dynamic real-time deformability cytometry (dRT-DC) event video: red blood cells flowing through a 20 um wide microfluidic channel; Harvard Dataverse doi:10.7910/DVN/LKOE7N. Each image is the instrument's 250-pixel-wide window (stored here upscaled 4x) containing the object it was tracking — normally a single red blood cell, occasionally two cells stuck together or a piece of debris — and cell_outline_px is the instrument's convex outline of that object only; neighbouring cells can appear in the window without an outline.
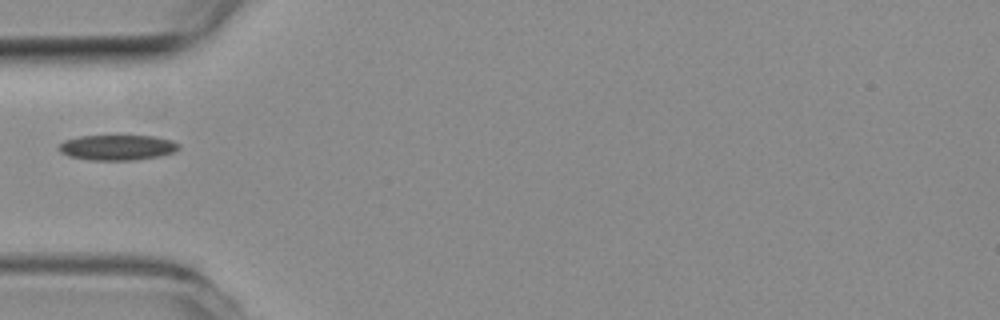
{"species": "common noctule bat (a hibernating species)", "species_latin": "Nyctalus noctula", "temperature_condition": "room temperature", "stored_images_in_passage": 41, "camera_frame_rate_fps": 3000, "um_per_image_px": 0.085, "animal": {"sex": "female", "body_mass_g": 19.3, "forearm_length_mm": 54.1}, "frame": {"image": 1, "passage_image": 1, "time_ms": 0.0, "image_size_px": [1000, 320], "cell_outline_px": [[180, 148], [172, 152], [160, 156], [132, 160], [88, 160], [68, 156], [60, 152], [56, 148], [64, 140], [80, 136], [156, 136], [172, 140], [180, 144]], "centroid_in_image_um": [9.95, 12.53], "position_along_channel_um": 75.0, "area_um2": 17.8}}
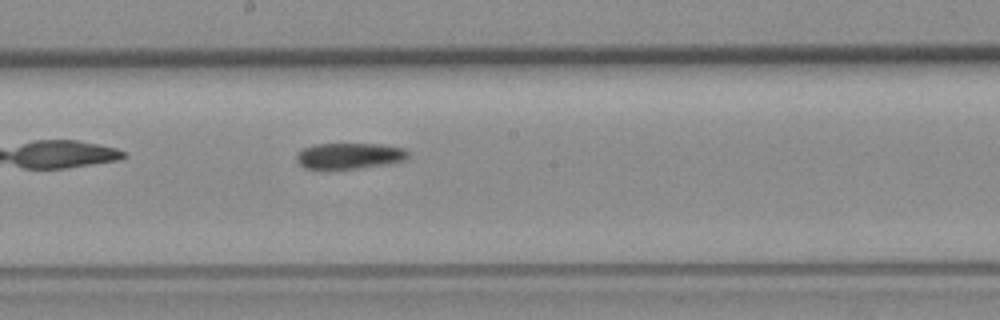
{"frame": {"image": 2, "passage_image": 13, "time_ms": 4.0, "image_size_px": [1000, 320], "cell_outline_px": [[408, 160], [388, 164], [360, 168], [328, 172], [304, 168], [296, 160], [296, 156], [304, 148], [316, 144], [380, 144], [404, 148], [408, 152]], "centroid_in_image_um": [29.68, 13.3], "position_along_channel_um": 218.5, "area_um2": 17.57}}
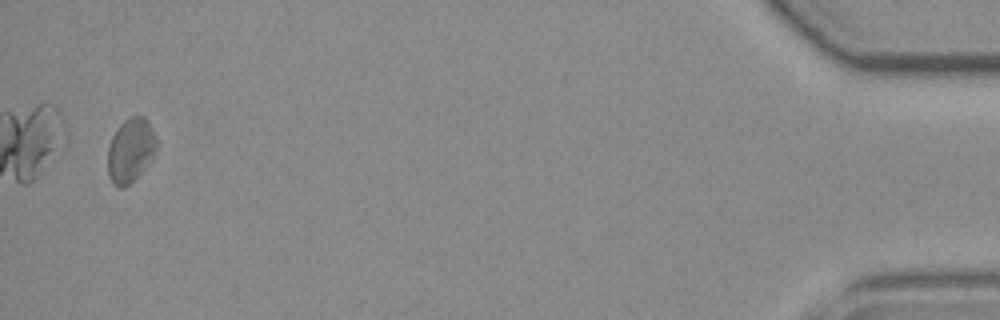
{"frame": {"image": 3, "passage_image": 38, "time_ms": 12.333, "image_size_px": [1000, 320], "cell_outline_px": [[156, 148], [144, 168], [124, 188], [120, 188], [112, 184], [108, 176], [108, 148], [112, 136], [120, 124], [128, 116], [144, 116], [148, 120], [156, 140]], "centroid_in_image_um": [11.06, 12.76], "position_along_channel_um": 424.1, "area_um2": 17.92}}